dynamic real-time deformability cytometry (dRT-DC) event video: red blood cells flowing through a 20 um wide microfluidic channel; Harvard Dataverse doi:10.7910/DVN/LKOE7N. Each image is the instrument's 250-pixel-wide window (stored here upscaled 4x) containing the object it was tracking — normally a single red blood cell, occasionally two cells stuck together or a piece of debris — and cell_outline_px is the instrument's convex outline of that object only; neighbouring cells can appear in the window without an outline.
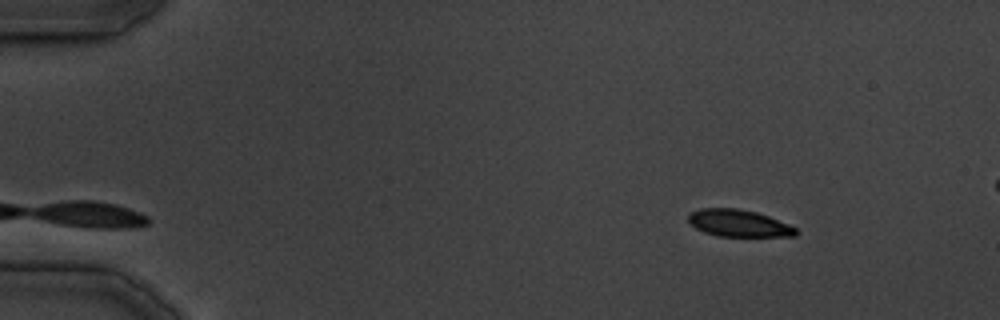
{"species": "common noctule bat (a hibernating species)", "species_latin": "Nyctalus noctula", "temperature_condition": "cold", "stored_images_in_passage": 1, "camera_frame_rate_fps": 3000, "um_per_image_px": 0.085, "animal": {"sex": "male", "body_mass_g": 19.5, "forearm_length_mm": 54.6}, "frame": {"image": 1, "passage_image": 1, "time_ms": 0.0, "image_size_px": [1000, 320], "cell_outline_px": [[796, 236], [720, 236], [704, 232], [696, 228], [688, 220], [688, 212], [700, 208], [736, 208], [756, 212], [768, 216], [788, 224], [796, 228]], "centroid_in_image_um": [62.75, 18.96], "position_along_channel_um": 22.3, "area_um2": 16.82}}